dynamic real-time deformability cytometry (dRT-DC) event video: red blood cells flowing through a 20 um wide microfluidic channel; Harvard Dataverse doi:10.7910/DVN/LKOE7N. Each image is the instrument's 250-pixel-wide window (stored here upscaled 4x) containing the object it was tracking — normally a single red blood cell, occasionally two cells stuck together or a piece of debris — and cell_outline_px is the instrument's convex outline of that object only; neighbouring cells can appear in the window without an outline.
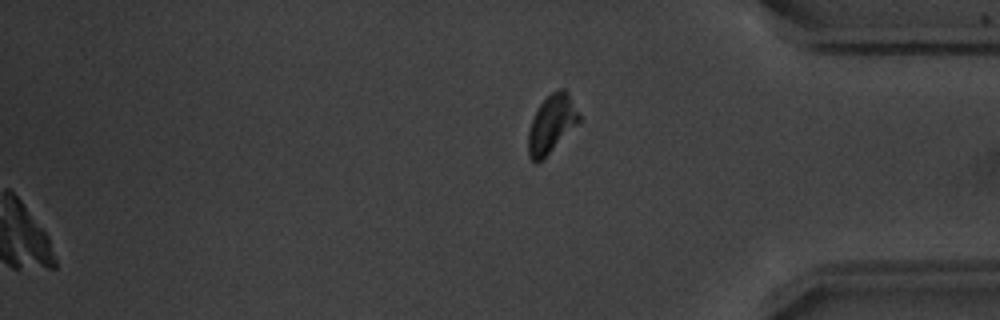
{"species": "common noctule bat (a hibernating species)", "species_latin": "Nyctalus noctula", "temperature_condition": "warm", "stored_images_in_passage": 49, "camera_frame_rate_fps": 3000, "um_per_image_px": 0.085, "animal": {"sex": "male", "body_mass_g": 20.1, "forearm_length_mm": 53.5}, "frame": {"image": 1, "passage_image": 49, "time_ms": 16.0, "image_size_px": [1000, 320], "cell_outline_px": [[580, 120], [536, 164], [528, 156], [528, 132], [532, 120], [540, 104], [552, 92], [560, 88], [564, 88], [568, 92], [580, 116]], "centroid_in_image_um": [46.86, 10.5], "position_along_channel_um": 388.3, "area_um2": 16.42}}